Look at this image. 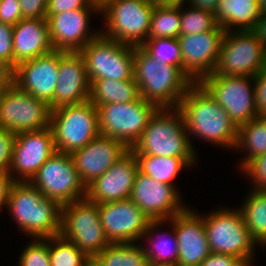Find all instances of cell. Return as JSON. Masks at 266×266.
I'll use <instances>...</instances> for the list:
<instances>
[{
    "instance_id": "cell-1",
    "label": "cell",
    "mask_w": 266,
    "mask_h": 266,
    "mask_svg": "<svg viewBox=\"0 0 266 266\" xmlns=\"http://www.w3.org/2000/svg\"><path fill=\"white\" fill-rule=\"evenodd\" d=\"M188 135L223 148H235L238 128L228 113L199 84L194 83L180 100Z\"/></svg>"
},
{
    "instance_id": "cell-2",
    "label": "cell",
    "mask_w": 266,
    "mask_h": 266,
    "mask_svg": "<svg viewBox=\"0 0 266 266\" xmlns=\"http://www.w3.org/2000/svg\"><path fill=\"white\" fill-rule=\"evenodd\" d=\"M6 207L27 235L35 239L60 235L62 206L45 197L29 181L13 182Z\"/></svg>"
},
{
    "instance_id": "cell-3",
    "label": "cell",
    "mask_w": 266,
    "mask_h": 266,
    "mask_svg": "<svg viewBox=\"0 0 266 266\" xmlns=\"http://www.w3.org/2000/svg\"><path fill=\"white\" fill-rule=\"evenodd\" d=\"M134 79L140 96L159 108H178L180 100L194 84L180 67L158 63L141 47L135 46Z\"/></svg>"
},
{
    "instance_id": "cell-4",
    "label": "cell",
    "mask_w": 266,
    "mask_h": 266,
    "mask_svg": "<svg viewBox=\"0 0 266 266\" xmlns=\"http://www.w3.org/2000/svg\"><path fill=\"white\" fill-rule=\"evenodd\" d=\"M178 108H159L150 118L142 136L130 149L134 154L164 157H197Z\"/></svg>"
},
{
    "instance_id": "cell-5",
    "label": "cell",
    "mask_w": 266,
    "mask_h": 266,
    "mask_svg": "<svg viewBox=\"0 0 266 266\" xmlns=\"http://www.w3.org/2000/svg\"><path fill=\"white\" fill-rule=\"evenodd\" d=\"M202 217L212 253L229 254L252 266L258 244L248 232L240 209L218 208Z\"/></svg>"
},
{
    "instance_id": "cell-6",
    "label": "cell",
    "mask_w": 266,
    "mask_h": 266,
    "mask_svg": "<svg viewBox=\"0 0 266 266\" xmlns=\"http://www.w3.org/2000/svg\"><path fill=\"white\" fill-rule=\"evenodd\" d=\"M154 6L153 0H105L100 14L106 30L101 29V33L120 43L140 47L148 39Z\"/></svg>"
},
{
    "instance_id": "cell-7",
    "label": "cell",
    "mask_w": 266,
    "mask_h": 266,
    "mask_svg": "<svg viewBox=\"0 0 266 266\" xmlns=\"http://www.w3.org/2000/svg\"><path fill=\"white\" fill-rule=\"evenodd\" d=\"M50 127L56 150L71 154L100 134L97 107L88 100L51 110Z\"/></svg>"
},
{
    "instance_id": "cell-8",
    "label": "cell",
    "mask_w": 266,
    "mask_h": 266,
    "mask_svg": "<svg viewBox=\"0 0 266 266\" xmlns=\"http://www.w3.org/2000/svg\"><path fill=\"white\" fill-rule=\"evenodd\" d=\"M100 135L121 141L131 149L159 107L141 96L129 103L97 105Z\"/></svg>"
},
{
    "instance_id": "cell-9",
    "label": "cell",
    "mask_w": 266,
    "mask_h": 266,
    "mask_svg": "<svg viewBox=\"0 0 266 266\" xmlns=\"http://www.w3.org/2000/svg\"><path fill=\"white\" fill-rule=\"evenodd\" d=\"M60 235L90 259L110 244L100 221L98 204L86 198L62 206Z\"/></svg>"
},
{
    "instance_id": "cell-10",
    "label": "cell",
    "mask_w": 266,
    "mask_h": 266,
    "mask_svg": "<svg viewBox=\"0 0 266 266\" xmlns=\"http://www.w3.org/2000/svg\"><path fill=\"white\" fill-rule=\"evenodd\" d=\"M80 53L85 60L90 84L98 79L123 81L134 78V46L100 32Z\"/></svg>"
},
{
    "instance_id": "cell-11",
    "label": "cell",
    "mask_w": 266,
    "mask_h": 266,
    "mask_svg": "<svg viewBox=\"0 0 266 266\" xmlns=\"http://www.w3.org/2000/svg\"><path fill=\"white\" fill-rule=\"evenodd\" d=\"M266 68V50L252 31L225 32L212 75L255 76Z\"/></svg>"
},
{
    "instance_id": "cell-12",
    "label": "cell",
    "mask_w": 266,
    "mask_h": 266,
    "mask_svg": "<svg viewBox=\"0 0 266 266\" xmlns=\"http://www.w3.org/2000/svg\"><path fill=\"white\" fill-rule=\"evenodd\" d=\"M29 182L45 197L57 201L61 206L86 197V186L68 153L56 151Z\"/></svg>"
},
{
    "instance_id": "cell-13",
    "label": "cell",
    "mask_w": 266,
    "mask_h": 266,
    "mask_svg": "<svg viewBox=\"0 0 266 266\" xmlns=\"http://www.w3.org/2000/svg\"><path fill=\"white\" fill-rule=\"evenodd\" d=\"M199 84L225 109L237 128L259 117L255 106L254 76L210 74Z\"/></svg>"
},
{
    "instance_id": "cell-14",
    "label": "cell",
    "mask_w": 266,
    "mask_h": 266,
    "mask_svg": "<svg viewBox=\"0 0 266 266\" xmlns=\"http://www.w3.org/2000/svg\"><path fill=\"white\" fill-rule=\"evenodd\" d=\"M49 105L14 83L0 90V127L12 133L37 131L50 126Z\"/></svg>"
},
{
    "instance_id": "cell-15",
    "label": "cell",
    "mask_w": 266,
    "mask_h": 266,
    "mask_svg": "<svg viewBox=\"0 0 266 266\" xmlns=\"http://www.w3.org/2000/svg\"><path fill=\"white\" fill-rule=\"evenodd\" d=\"M56 151L50 126L37 131L17 133L9 170L12 179L30 181Z\"/></svg>"
},
{
    "instance_id": "cell-16",
    "label": "cell",
    "mask_w": 266,
    "mask_h": 266,
    "mask_svg": "<svg viewBox=\"0 0 266 266\" xmlns=\"http://www.w3.org/2000/svg\"><path fill=\"white\" fill-rule=\"evenodd\" d=\"M225 32L217 25L213 30L177 38L183 58L182 71L193 83L213 73Z\"/></svg>"
},
{
    "instance_id": "cell-17",
    "label": "cell",
    "mask_w": 266,
    "mask_h": 266,
    "mask_svg": "<svg viewBox=\"0 0 266 266\" xmlns=\"http://www.w3.org/2000/svg\"><path fill=\"white\" fill-rule=\"evenodd\" d=\"M99 217L110 243H137L151 221L130 198L98 204Z\"/></svg>"
},
{
    "instance_id": "cell-18",
    "label": "cell",
    "mask_w": 266,
    "mask_h": 266,
    "mask_svg": "<svg viewBox=\"0 0 266 266\" xmlns=\"http://www.w3.org/2000/svg\"><path fill=\"white\" fill-rule=\"evenodd\" d=\"M92 12L100 14V8H82L57 14H46L49 39L53 50L80 52L94 39L101 31L93 32L89 29Z\"/></svg>"
},
{
    "instance_id": "cell-19",
    "label": "cell",
    "mask_w": 266,
    "mask_h": 266,
    "mask_svg": "<svg viewBox=\"0 0 266 266\" xmlns=\"http://www.w3.org/2000/svg\"><path fill=\"white\" fill-rule=\"evenodd\" d=\"M175 187L159 182L138 170L130 199L150 220L168 221L187 208L181 203L183 201Z\"/></svg>"
},
{
    "instance_id": "cell-20",
    "label": "cell",
    "mask_w": 266,
    "mask_h": 266,
    "mask_svg": "<svg viewBox=\"0 0 266 266\" xmlns=\"http://www.w3.org/2000/svg\"><path fill=\"white\" fill-rule=\"evenodd\" d=\"M59 51L19 63L14 68L13 83L49 106L58 82Z\"/></svg>"
},
{
    "instance_id": "cell-21",
    "label": "cell",
    "mask_w": 266,
    "mask_h": 266,
    "mask_svg": "<svg viewBox=\"0 0 266 266\" xmlns=\"http://www.w3.org/2000/svg\"><path fill=\"white\" fill-rule=\"evenodd\" d=\"M129 150L121 141L99 134L90 143L70 155L81 181L87 187Z\"/></svg>"
},
{
    "instance_id": "cell-22",
    "label": "cell",
    "mask_w": 266,
    "mask_h": 266,
    "mask_svg": "<svg viewBox=\"0 0 266 266\" xmlns=\"http://www.w3.org/2000/svg\"><path fill=\"white\" fill-rule=\"evenodd\" d=\"M137 171V158L129 150L108 171L86 187L85 198L96 204L129 199Z\"/></svg>"
},
{
    "instance_id": "cell-23",
    "label": "cell",
    "mask_w": 266,
    "mask_h": 266,
    "mask_svg": "<svg viewBox=\"0 0 266 266\" xmlns=\"http://www.w3.org/2000/svg\"><path fill=\"white\" fill-rule=\"evenodd\" d=\"M90 81L80 52L59 51L58 82L51 110L88 101Z\"/></svg>"
},
{
    "instance_id": "cell-24",
    "label": "cell",
    "mask_w": 266,
    "mask_h": 266,
    "mask_svg": "<svg viewBox=\"0 0 266 266\" xmlns=\"http://www.w3.org/2000/svg\"><path fill=\"white\" fill-rule=\"evenodd\" d=\"M187 208L168 222L174 226L178 242V266H200L211 253L203 217Z\"/></svg>"
},
{
    "instance_id": "cell-25",
    "label": "cell",
    "mask_w": 266,
    "mask_h": 266,
    "mask_svg": "<svg viewBox=\"0 0 266 266\" xmlns=\"http://www.w3.org/2000/svg\"><path fill=\"white\" fill-rule=\"evenodd\" d=\"M52 51L47 19L22 18L13 26L14 68L21 62Z\"/></svg>"
},
{
    "instance_id": "cell-26",
    "label": "cell",
    "mask_w": 266,
    "mask_h": 266,
    "mask_svg": "<svg viewBox=\"0 0 266 266\" xmlns=\"http://www.w3.org/2000/svg\"><path fill=\"white\" fill-rule=\"evenodd\" d=\"M214 15L226 32L252 31L260 16L258 0H219Z\"/></svg>"
},
{
    "instance_id": "cell-27",
    "label": "cell",
    "mask_w": 266,
    "mask_h": 266,
    "mask_svg": "<svg viewBox=\"0 0 266 266\" xmlns=\"http://www.w3.org/2000/svg\"><path fill=\"white\" fill-rule=\"evenodd\" d=\"M137 158L138 170L153 179L168 184L173 183L178 173L195 164L197 157H164L149 154H134ZM173 183V184H172Z\"/></svg>"
},
{
    "instance_id": "cell-28",
    "label": "cell",
    "mask_w": 266,
    "mask_h": 266,
    "mask_svg": "<svg viewBox=\"0 0 266 266\" xmlns=\"http://www.w3.org/2000/svg\"><path fill=\"white\" fill-rule=\"evenodd\" d=\"M140 97L136 80L98 79L90 84L89 100L95 105L129 103Z\"/></svg>"
},
{
    "instance_id": "cell-29",
    "label": "cell",
    "mask_w": 266,
    "mask_h": 266,
    "mask_svg": "<svg viewBox=\"0 0 266 266\" xmlns=\"http://www.w3.org/2000/svg\"><path fill=\"white\" fill-rule=\"evenodd\" d=\"M164 223H166V220H151L148 223L147 230L142 236V239L149 237L148 241H150V246H148V248L144 247L145 255L147 256L148 263L152 265H177L178 242L175 235L174 226H172V233L168 234L167 232H164L162 233L164 239L159 238L161 237V234L157 228L158 226L161 228L162 224L165 225ZM156 231H158V234L156 233L157 237L154 235ZM166 234L167 238L165 237ZM150 235L152 236V239Z\"/></svg>"
},
{
    "instance_id": "cell-30",
    "label": "cell",
    "mask_w": 266,
    "mask_h": 266,
    "mask_svg": "<svg viewBox=\"0 0 266 266\" xmlns=\"http://www.w3.org/2000/svg\"><path fill=\"white\" fill-rule=\"evenodd\" d=\"M242 202L240 212L251 237L258 245H266V196L260 190H252Z\"/></svg>"
},
{
    "instance_id": "cell-31",
    "label": "cell",
    "mask_w": 266,
    "mask_h": 266,
    "mask_svg": "<svg viewBox=\"0 0 266 266\" xmlns=\"http://www.w3.org/2000/svg\"><path fill=\"white\" fill-rule=\"evenodd\" d=\"M235 150L248 152L240 163L241 170L254 158L266 153V123L256 117L238 127Z\"/></svg>"
},
{
    "instance_id": "cell-32",
    "label": "cell",
    "mask_w": 266,
    "mask_h": 266,
    "mask_svg": "<svg viewBox=\"0 0 266 266\" xmlns=\"http://www.w3.org/2000/svg\"><path fill=\"white\" fill-rule=\"evenodd\" d=\"M135 243H110L94 259L100 266H149L144 247Z\"/></svg>"
},
{
    "instance_id": "cell-33",
    "label": "cell",
    "mask_w": 266,
    "mask_h": 266,
    "mask_svg": "<svg viewBox=\"0 0 266 266\" xmlns=\"http://www.w3.org/2000/svg\"><path fill=\"white\" fill-rule=\"evenodd\" d=\"M181 28V6L155 4L148 39L178 38Z\"/></svg>"
},
{
    "instance_id": "cell-34",
    "label": "cell",
    "mask_w": 266,
    "mask_h": 266,
    "mask_svg": "<svg viewBox=\"0 0 266 266\" xmlns=\"http://www.w3.org/2000/svg\"><path fill=\"white\" fill-rule=\"evenodd\" d=\"M50 266H86L90 258L61 235L49 238Z\"/></svg>"
},
{
    "instance_id": "cell-35",
    "label": "cell",
    "mask_w": 266,
    "mask_h": 266,
    "mask_svg": "<svg viewBox=\"0 0 266 266\" xmlns=\"http://www.w3.org/2000/svg\"><path fill=\"white\" fill-rule=\"evenodd\" d=\"M140 47L156 62L182 69L183 58L177 38L147 39Z\"/></svg>"
},
{
    "instance_id": "cell-36",
    "label": "cell",
    "mask_w": 266,
    "mask_h": 266,
    "mask_svg": "<svg viewBox=\"0 0 266 266\" xmlns=\"http://www.w3.org/2000/svg\"><path fill=\"white\" fill-rule=\"evenodd\" d=\"M184 7L186 6L181 5L180 36L213 30L218 25L214 13L203 9L192 8L191 6H189L190 8L187 11Z\"/></svg>"
},
{
    "instance_id": "cell-37",
    "label": "cell",
    "mask_w": 266,
    "mask_h": 266,
    "mask_svg": "<svg viewBox=\"0 0 266 266\" xmlns=\"http://www.w3.org/2000/svg\"><path fill=\"white\" fill-rule=\"evenodd\" d=\"M19 266H50L49 238L34 239L23 249Z\"/></svg>"
},
{
    "instance_id": "cell-38",
    "label": "cell",
    "mask_w": 266,
    "mask_h": 266,
    "mask_svg": "<svg viewBox=\"0 0 266 266\" xmlns=\"http://www.w3.org/2000/svg\"><path fill=\"white\" fill-rule=\"evenodd\" d=\"M242 171L252 181L253 190H262L266 187V153L251 160Z\"/></svg>"
},
{
    "instance_id": "cell-39",
    "label": "cell",
    "mask_w": 266,
    "mask_h": 266,
    "mask_svg": "<svg viewBox=\"0 0 266 266\" xmlns=\"http://www.w3.org/2000/svg\"><path fill=\"white\" fill-rule=\"evenodd\" d=\"M16 133L0 127V172H9Z\"/></svg>"
},
{
    "instance_id": "cell-40",
    "label": "cell",
    "mask_w": 266,
    "mask_h": 266,
    "mask_svg": "<svg viewBox=\"0 0 266 266\" xmlns=\"http://www.w3.org/2000/svg\"><path fill=\"white\" fill-rule=\"evenodd\" d=\"M0 60L14 70L13 26L0 22Z\"/></svg>"
},
{
    "instance_id": "cell-41",
    "label": "cell",
    "mask_w": 266,
    "mask_h": 266,
    "mask_svg": "<svg viewBox=\"0 0 266 266\" xmlns=\"http://www.w3.org/2000/svg\"><path fill=\"white\" fill-rule=\"evenodd\" d=\"M82 8H100L89 0H48L46 14H57Z\"/></svg>"
},
{
    "instance_id": "cell-42",
    "label": "cell",
    "mask_w": 266,
    "mask_h": 266,
    "mask_svg": "<svg viewBox=\"0 0 266 266\" xmlns=\"http://www.w3.org/2000/svg\"><path fill=\"white\" fill-rule=\"evenodd\" d=\"M21 19L19 0H0V22L14 26Z\"/></svg>"
},
{
    "instance_id": "cell-43",
    "label": "cell",
    "mask_w": 266,
    "mask_h": 266,
    "mask_svg": "<svg viewBox=\"0 0 266 266\" xmlns=\"http://www.w3.org/2000/svg\"><path fill=\"white\" fill-rule=\"evenodd\" d=\"M22 18L46 19L48 0H19Z\"/></svg>"
},
{
    "instance_id": "cell-44",
    "label": "cell",
    "mask_w": 266,
    "mask_h": 266,
    "mask_svg": "<svg viewBox=\"0 0 266 266\" xmlns=\"http://www.w3.org/2000/svg\"><path fill=\"white\" fill-rule=\"evenodd\" d=\"M255 106L258 115L266 110V68L254 76Z\"/></svg>"
},
{
    "instance_id": "cell-45",
    "label": "cell",
    "mask_w": 266,
    "mask_h": 266,
    "mask_svg": "<svg viewBox=\"0 0 266 266\" xmlns=\"http://www.w3.org/2000/svg\"><path fill=\"white\" fill-rule=\"evenodd\" d=\"M200 266H248L238 257L229 254L210 253Z\"/></svg>"
},
{
    "instance_id": "cell-46",
    "label": "cell",
    "mask_w": 266,
    "mask_h": 266,
    "mask_svg": "<svg viewBox=\"0 0 266 266\" xmlns=\"http://www.w3.org/2000/svg\"><path fill=\"white\" fill-rule=\"evenodd\" d=\"M14 180L9 172H0V209L7 206L10 188Z\"/></svg>"
},
{
    "instance_id": "cell-47",
    "label": "cell",
    "mask_w": 266,
    "mask_h": 266,
    "mask_svg": "<svg viewBox=\"0 0 266 266\" xmlns=\"http://www.w3.org/2000/svg\"><path fill=\"white\" fill-rule=\"evenodd\" d=\"M14 70L4 61L0 60V90L13 84Z\"/></svg>"
},
{
    "instance_id": "cell-48",
    "label": "cell",
    "mask_w": 266,
    "mask_h": 266,
    "mask_svg": "<svg viewBox=\"0 0 266 266\" xmlns=\"http://www.w3.org/2000/svg\"><path fill=\"white\" fill-rule=\"evenodd\" d=\"M252 32L257 36L266 50V14L260 15Z\"/></svg>"
},
{
    "instance_id": "cell-49",
    "label": "cell",
    "mask_w": 266,
    "mask_h": 266,
    "mask_svg": "<svg viewBox=\"0 0 266 266\" xmlns=\"http://www.w3.org/2000/svg\"><path fill=\"white\" fill-rule=\"evenodd\" d=\"M190 2V3H189ZM219 0H188L189 6L215 13Z\"/></svg>"
},
{
    "instance_id": "cell-50",
    "label": "cell",
    "mask_w": 266,
    "mask_h": 266,
    "mask_svg": "<svg viewBox=\"0 0 266 266\" xmlns=\"http://www.w3.org/2000/svg\"><path fill=\"white\" fill-rule=\"evenodd\" d=\"M155 4L159 5H170V6H181L187 3V0H153Z\"/></svg>"
},
{
    "instance_id": "cell-51",
    "label": "cell",
    "mask_w": 266,
    "mask_h": 266,
    "mask_svg": "<svg viewBox=\"0 0 266 266\" xmlns=\"http://www.w3.org/2000/svg\"><path fill=\"white\" fill-rule=\"evenodd\" d=\"M260 15L266 14V0H258Z\"/></svg>"
},
{
    "instance_id": "cell-52",
    "label": "cell",
    "mask_w": 266,
    "mask_h": 266,
    "mask_svg": "<svg viewBox=\"0 0 266 266\" xmlns=\"http://www.w3.org/2000/svg\"><path fill=\"white\" fill-rule=\"evenodd\" d=\"M91 3L97 5L98 7H102L104 4V0H89Z\"/></svg>"
},
{
    "instance_id": "cell-53",
    "label": "cell",
    "mask_w": 266,
    "mask_h": 266,
    "mask_svg": "<svg viewBox=\"0 0 266 266\" xmlns=\"http://www.w3.org/2000/svg\"><path fill=\"white\" fill-rule=\"evenodd\" d=\"M259 118L262 119L266 123V110H264L263 112L259 114Z\"/></svg>"
},
{
    "instance_id": "cell-54",
    "label": "cell",
    "mask_w": 266,
    "mask_h": 266,
    "mask_svg": "<svg viewBox=\"0 0 266 266\" xmlns=\"http://www.w3.org/2000/svg\"><path fill=\"white\" fill-rule=\"evenodd\" d=\"M90 266H100V264L95 259H90Z\"/></svg>"
},
{
    "instance_id": "cell-55",
    "label": "cell",
    "mask_w": 266,
    "mask_h": 266,
    "mask_svg": "<svg viewBox=\"0 0 266 266\" xmlns=\"http://www.w3.org/2000/svg\"><path fill=\"white\" fill-rule=\"evenodd\" d=\"M149 266H178V265H152V264H149Z\"/></svg>"
},
{
    "instance_id": "cell-56",
    "label": "cell",
    "mask_w": 266,
    "mask_h": 266,
    "mask_svg": "<svg viewBox=\"0 0 266 266\" xmlns=\"http://www.w3.org/2000/svg\"><path fill=\"white\" fill-rule=\"evenodd\" d=\"M261 191L266 196V187H264Z\"/></svg>"
},
{
    "instance_id": "cell-57",
    "label": "cell",
    "mask_w": 266,
    "mask_h": 266,
    "mask_svg": "<svg viewBox=\"0 0 266 266\" xmlns=\"http://www.w3.org/2000/svg\"><path fill=\"white\" fill-rule=\"evenodd\" d=\"M86 266H90V260L87 262Z\"/></svg>"
}]
</instances>
